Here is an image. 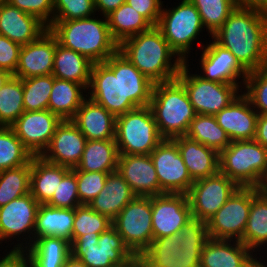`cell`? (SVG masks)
Returning <instances> with one entry per match:
<instances>
[{"label": "cell", "instance_id": "cell-1", "mask_svg": "<svg viewBox=\"0 0 267 267\" xmlns=\"http://www.w3.org/2000/svg\"><path fill=\"white\" fill-rule=\"evenodd\" d=\"M154 83L117 51L105 62L94 63L87 97L115 117L150 104Z\"/></svg>", "mask_w": 267, "mask_h": 267}, {"label": "cell", "instance_id": "cell-2", "mask_svg": "<svg viewBox=\"0 0 267 267\" xmlns=\"http://www.w3.org/2000/svg\"><path fill=\"white\" fill-rule=\"evenodd\" d=\"M211 38L247 72L267 65V13L236 7Z\"/></svg>", "mask_w": 267, "mask_h": 267}, {"label": "cell", "instance_id": "cell-3", "mask_svg": "<svg viewBox=\"0 0 267 267\" xmlns=\"http://www.w3.org/2000/svg\"><path fill=\"white\" fill-rule=\"evenodd\" d=\"M118 51L154 84L176 79L185 63L156 26L125 39Z\"/></svg>", "mask_w": 267, "mask_h": 267}, {"label": "cell", "instance_id": "cell-4", "mask_svg": "<svg viewBox=\"0 0 267 267\" xmlns=\"http://www.w3.org/2000/svg\"><path fill=\"white\" fill-rule=\"evenodd\" d=\"M208 239L207 222L191 217L177 234L153 239L140 258L148 267H200Z\"/></svg>", "mask_w": 267, "mask_h": 267}, {"label": "cell", "instance_id": "cell-5", "mask_svg": "<svg viewBox=\"0 0 267 267\" xmlns=\"http://www.w3.org/2000/svg\"><path fill=\"white\" fill-rule=\"evenodd\" d=\"M93 16L69 21H52L48 29L58 43L87 57L93 63L105 62L118 51L107 17Z\"/></svg>", "mask_w": 267, "mask_h": 267}, {"label": "cell", "instance_id": "cell-6", "mask_svg": "<svg viewBox=\"0 0 267 267\" xmlns=\"http://www.w3.org/2000/svg\"><path fill=\"white\" fill-rule=\"evenodd\" d=\"M149 107L163 139L185 136L196 116L186 89L177 78L154 84Z\"/></svg>", "mask_w": 267, "mask_h": 267}, {"label": "cell", "instance_id": "cell-7", "mask_svg": "<svg viewBox=\"0 0 267 267\" xmlns=\"http://www.w3.org/2000/svg\"><path fill=\"white\" fill-rule=\"evenodd\" d=\"M219 172L239 187L260 188L267 175V148L256 140L231 141L219 153Z\"/></svg>", "mask_w": 267, "mask_h": 267}, {"label": "cell", "instance_id": "cell-8", "mask_svg": "<svg viewBox=\"0 0 267 267\" xmlns=\"http://www.w3.org/2000/svg\"><path fill=\"white\" fill-rule=\"evenodd\" d=\"M156 27L184 62L190 58V50L195 49L192 45L199 41L200 33L205 32L200 14L189 0H181L171 8L162 7Z\"/></svg>", "mask_w": 267, "mask_h": 267}, {"label": "cell", "instance_id": "cell-9", "mask_svg": "<svg viewBox=\"0 0 267 267\" xmlns=\"http://www.w3.org/2000/svg\"><path fill=\"white\" fill-rule=\"evenodd\" d=\"M162 140L149 105L116 117L115 142L119 154L148 155Z\"/></svg>", "mask_w": 267, "mask_h": 267}, {"label": "cell", "instance_id": "cell-10", "mask_svg": "<svg viewBox=\"0 0 267 267\" xmlns=\"http://www.w3.org/2000/svg\"><path fill=\"white\" fill-rule=\"evenodd\" d=\"M70 250L87 267H111L134 256L113 225L101 234L79 236L71 243Z\"/></svg>", "mask_w": 267, "mask_h": 267}, {"label": "cell", "instance_id": "cell-11", "mask_svg": "<svg viewBox=\"0 0 267 267\" xmlns=\"http://www.w3.org/2000/svg\"><path fill=\"white\" fill-rule=\"evenodd\" d=\"M189 61L187 60L182 65L176 78L185 87L196 114L215 115L226 108L242 92L234 84L204 80L196 72H192Z\"/></svg>", "mask_w": 267, "mask_h": 267}, {"label": "cell", "instance_id": "cell-12", "mask_svg": "<svg viewBox=\"0 0 267 267\" xmlns=\"http://www.w3.org/2000/svg\"><path fill=\"white\" fill-rule=\"evenodd\" d=\"M125 245L140 256L153 241L152 196H136L112 220Z\"/></svg>", "mask_w": 267, "mask_h": 267}, {"label": "cell", "instance_id": "cell-13", "mask_svg": "<svg viewBox=\"0 0 267 267\" xmlns=\"http://www.w3.org/2000/svg\"><path fill=\"white\" fill-rule=\"evenodd\" d=\"M39 205L35 198L28 193L0 207V245L10 241L8 246L12 249L9 250L24 251L33 243ZM12 240H16L18 243L15 241V245L11 246L14 244Z\"/></svg>", "mask_w": 267, "mask_h": 267}, {"label": "cell", "instance_id": "cell-14", "mask_svg": "<svg viewBox=\"0 0 267 267\" xmlns=\"http://www.w3.org/2000/svg\"><path fill=\"white\" fill-rule=\"evenodd\" d=\"M252 202V187H238L224 205L207 221L212 239L240 240Z\"/></svg>", "mask_w": 267, "mask_h": 267}, {"label": "cell", "instance_id": "cell-15", "mask_svg": "<svg viewBox=\"0 0 267 267\" xmlns=\"http://www.w3.org/2000/svg\"><path fill=\"white\" fill-rule=\"evenodd\" d=\"M158 181L160 195L187 194L194 183L173 139H163L150 153Z\"/></svg>", "mask_w": 267, "mask_h": 267}, {"label": "cell", "instance_id": "cell-16", "mask_svg": "<svg viewBox=\"0 0 267 267\" xmlns=\"http://www.w3.org/2000/svg\"><path fill=\"white\" fill-rule=\"evenodd\" d=\"M197 44L202 49L199 58V65H201L199 67L202 70L199 73L198 67L196 74L207 81L237 85L242 90L248 72L239 64L235 56L213 39L206 42V45L202 41Z\"/></svg>", "mask_w": 267, "mask_h": 267}, {"label": "cell", "instance_id": "cell-17", "mask_svg": "<svg viewBox=\"0 0 267 267\" xmlns=\"http://www.w3.org/2000/svg\"><path fill=\"white\" fill-rule=\"evenodd\" d=\"M238 187L233 180L220 172L194 181L187 193L192 217L207 222Z\"/></svg>", "mask_w": 267, "mask_h": 267}, {"label": "cell", "instance_id": "cell-18", "mask_svg": "<svg viewBox=\"0 0 267 267\" xmlns=\"http://www.w3.org/2000/svg\"><path fill=\"white\" fill-rule=\"evenodd\" d=\"M61 122L49 109L24 111L10 127L33 156H40Z\"/></svg>", "mask_w": 267, "mask_h": 267}, {"label": "cell", "instance_id": "cell-19", "mask_svg": "<svg viewBox=\"0 0 267 267\" xmlns=\"http://www.w3.org/2000/svg\"><path fill=\"white\" fill-rule=\"evenodd\" d=\"M191 217L187 194L152 196L153 239L177 234Z\"/></svg>", "mask_w": 267, "mask_h": 267}, {"label": "cell", "instance_id": "cell-20", "mask_svg": "<svg viewBox=\"0 0 267 267\" xmlns=\"http://www.w3.org/2000/svg\"><path fill=\"white\" fill-rule=\"evenodd\" d=\"M86 142L87 139L72 120H62L40 157L55 165L76 168Z\"/></svg>", "mask_w": 267, "mask_h": 267}, {"label": "cell", "instance_id": "cell-21", "mask_svg": "<svg viewBox=\"0 0 267 267\" xmlns=\"http://www.w3.org/2000/svg\"><path fill=\"white\" fill-rule=\"evenodd\" d=\"M57 43L58 40L55 35L47 29L36 40L22 46L13 76L26 79L51 75Z\"/></svg>", "mask_w": 267, "mask_h": 267}, {"label": "cell", "instance_id": "cell-22", "mask_svg": "<svg viewBox=\"0 0 267 267\" xmlns=\"http://www.w3.org/2000/svg\"><path fill=\"white\" fill-rule=\"evenodd\" d=\"M257 111L241 92L226 108L214 117L231 141L254 140Z\"/></svg>", "mask_w": 267, "mask_h": 267}, {"label": "cell", "instance_id": "cell-23", "mask_svg": "<svg viewBox=\"0 0 267 267\" xmlns=\"http://www.w3.org/2000/svg\"><path fill=\"white\" fill-rule=\"evenodd\" d=\"M117 171L137 196L160 195V184L150 154H119Z\"/></svg>", "mask_w": 267, "mask_h": 267}, {"label": "cell", "instance_id": "cell-24", "mask_svg": "<svg viewBox=\"0 0 267 267\" xmlns=\"http://www.w3.org/2000/svg\"><path fill=\"white\" fill-rule=\"evenodd\" d=\"M258 258L239 240L209 238L201 252L200 267H250Z\"/></svg>", "mask_w": 267, "mask_h": 267}, {"label": "cell", "instance_id": "cell-25", "mask_svg": "<svg viewBox=\"0 0 267 267\" xmlns=\"http://www.w3.org/2000/svg\"><path fill=\"white\" fill-rule=\"evenodd\" d=\"M48 27L36 16L5 2L0 6V35L24 46L36 40Z\"/></svg>", "mask_w": 267, "mask_h": 267}, {"label": "cell", "instance_id": "cell-26", "mask_svg": "<svg viewBox=\"0 0 267 267\" xmlns=\"http://www.w3.org/2000/svg\"><path fill=\"white\" fill-rule=\"evenodd\" d=\"M71 120L87 140L115 139L116 117L88 97Z\"/></svg>", "mask_w": 267, "mask_h": 267}, {"label": "cell", "instance_id": "cell-27", "mask_svg": "<svg viewBox=\"0 0 267 267\" xmlns=\"http://www.w3.org/2000/svg\"><path fill=\"white\" fill-rule=\"evenodd\" d=\"M193 181L214 176L219 172V153L186 136L173 138Z\"/></svg>", "mask_w": 267, "mask_h": 267}, {"label": "cell", "instance_id": "cell-28", "mask_svg": "<svg viewBox=\"0 0 267 267\" xmlns=\"http://www.w3.org/2000/svg\"><path fill=\"white\" fill-rule=\"evenodd\" d=\"M136 196L118 171H114L108 174L103 189L88 205L113 220Z\"/></svg>", "mask_w": 267, "mask_h": 267}, {"label": "cell", "instance_id": "cell-29", "mask_svg": "<svg viewBox=\"0 0 267 267\" xmlns=\"http://www.w3.org/2000/svg\"><path fill=\"white\" fill-rule=\"evenodd\" d=\"M75 208L65 209L40 204L34 226L33 243L42 237L63 238L72 243Z\"/></svg>", "mask_w": 267, "mask_h": 267}, {"label": "cell", "instance_id": "cell-30", "mask_svg": "<svg viewBox=\"0 0 267 267\" xmlns=\"http://www.w3.org/2000/svg\"><path fill=\"white\" fill-rule=\"evenodd\" d=\"M256 256L267 252V193L252 187V202L243 237L239 240ZM262 249V250H261ZM258 252V253H257ZM267 254V253H266Z\"/></svg>", "mask_w": 267, "mask_h": 267}, {"label": "cell", "instance_id": "cell-31", "mask_svg": "<svg viewBox=\"0 0 267 267\" xmlns=\"http://www.w3.org/2000/svg\"><path fill=\"white\" fill-rule=\"evenodd\" d=\"M71 168L55 165L34 156L31 159L30 194L39 204H47Z\"/></svg>", "mask_w": 267, "mask_h": 267}, {"label": "cell", "instance_id": "cell-32", "mask_svg": "<svg viewBox=\"0 0 267 267\" xmlns=\"http://www.w3.org/2000/svg\"><path fill=\"white\" fill-rule=\"evenodd\" d=\"M93 64L87 57L57 43L52 75L58 79L74 81L87 89Z\"/></svg>", "mask_w": 267, "mask_h": 267}, {"label": "cell", "instance_id": "cell-33", "mask_svg": "<svg viewBox=\"0 0 267 267\" xmlns=\"http://www.w3.org/2000/svg\"><path fill=\"white\" fill-rule=\"evenodd\" d=\"M86 98L87 89L83 85L53 76L48 109L62 120H71Z\"/></svg>", "mask_w": 267, "mask_h": 267}, {"label": "cell", "instance_id": "cell-34", "mask_svg": "<svg viewBox=\"0 0 267 267\" xmlns=\"http://www.w3.org/2000/svg\"><path fill=\"white\" fill-rule=\"evenodd\" d=\"M118 159L115 139L87 140L76 169L85 172H114L117 171Z\"/></svg>", "mask_w": 267, "mask_h": 267}, {"label": "cell", "instance_id": "cell-35", "mask_svg": "<svg viewBox=\"0 0 267 267\" xmlns=\"http://www.w3.org/2000/svg\"><path fill=\"white\" fill-rule=\"evenodd\" d=\"M71 244L58 237L37 239L24 252L32 267H63L71 255Z\"/></svg>", "mask_w": 267, "mask_h": 267}, {"label": "cell", "instance_id": "cell-36", "mask_svg": "<svg viewBox=\"0 0 267 267\" xmlns=\"http://www.w3.org/2000/svg\"><path fill=\"white\" fill-rule=\"evenodd\" d=\"M108 27L118 45L132 36L149 30L152 25L126 2L106 16Z\"/></svg>", "mask_w": 267, "mask_h": 267}, {"label": "cell", "instance_id": "cell-37", "mask_svg": "<svg viewBox=\"0 0 267 267\" xmlns=\"http://www.w3.org/2000/svg\"><path fill=\"white\" fill-rule=\"evenodd\" d=\"M220 153L231 143L226 132L218 125L214 115L196 114L185 135Z\"/></svg>", "mask_w": 267, "mask_h": 267}, {"label": "cell", "instance_id": "cell-38", "mask_svg": "<svg viewBox=\"0 0 267 267\" xmlns=\"http://www.w3.org/2000/svg\"><path fill=\"white\" fill-rule=\"evenodd\" d=\"M33 157L11 127L0 126V171L28 164Z\"/></svg>", "mask_w": 267, "mask_h": 267}, {"label": "cell", "instance_id": "cell-39", "mask_svg": "<svg viewBox=\"0 0 267 267\" xmlns=\"http://www.w3.org/2000/svg\"><path fill=\"white\" fill-rule=\"evenodd\" d=\"M24 111L22 79L12 76L0 89V126L10 127Z\"/></svg>", "mask_w": 267, "mask_h": 267}, {"label": "cell", "instance_id": "cell-40", "mask_svg": "<svg viewBox=\"0 0 267 267\" xmlns=\"http://www.w3.org/2000/svg\"><path fill=\"white\" fill-rule=\"evenodd\" d=\"M31 161L23 166L0 171V207L30 193Z\"/></svg>", "mask_w": 267, "mask_h": 267}, {"label": "cell", "instance_id": "cell-41", "mask_svg": "<svg viewBox=\"0 0 267 267\" xmlns=\"http://www.w3.org/2000/svg\"><path fill=\"white\" fill-rule=\"evenodd\" d=\"M197 8L202 24L211 37L237 7L234 0H189Z\"/></svg>", "mask_w": 267, "mask_h": 267}, {"label": "cell", "instance_id": "cell-42", "mask_svg": "<svg viewBox=\"0 0 267 267\" xmlns=\"http://www.w3.org/2000/svg\"><path fill=\"white\" fill-rule=\"evenodd\" d=\"M25 111L47 110L53 87V75L22 79Z\"/></svg>", "mask_w": 267, "mask_h": 267}, {"label": "cell", "instance_id": "cell-43", "mask_svg": "<svg viewBox=\"0 0 267 267\" xmlns=\"http://www.w3.org/2000/svg\"><path fill=\"white\" fill-rule=\"evenodd\" d=\"M112 226V220L103 214L94 211L89 205L75 208L72 242L79 236L89 233H102Z\"/></svg>", "mask_w": 267, "mask_h": 267}, {"label": "cell", "instance_id": "cell-44", "mask_svg": "<svg viewBox=\"0 0 267 267\" xmlns=\"http://www.w3.org/2000/svg\"><path fill=\"white\" fill-rule=\"evenodd\" d=\"M242 93L258 114H267V65L248 72Z\"/></svg>", "mask_w": 267, "mask_h": 267}, {"label": "cell", "instance_id": "cell-45", "mask_svg": "<svg viewBox=\"0 0 267 267\" xmlns=\"http://www.w3.org/2000/svg\"><path fill=\"white\" fill-rule=\"evenodd\" d=\"M95 15L94 0H54L53 21L84 19Z\"/></svg>", "mask_w": 267, "mask_h": 267}, {"label": "cell", "instance_id": "cell-46", "mask_svg": "<svg viewBox=\"0 0 267 267\" xmlns=\"http://www.w3.org/2000/svg\"><path fill=\"white\" fill-rule=\"evenodd\" d=\"M76 174L77 191L80 203L88 205L103 189L111 172H85L72 168Z\"/></svg>", "mask_w": 267, "mask_h": 267}, {"label": "cell", "instance_id": "cell-47", "mask_svg": "<svg viewBox=\"0 0 267 267\" xmlns=\"http://www.w3.org/2000/svg\"><path fill=\"white\" fill-rule=\"evenodd\" d=\"M47 205L65 209L82 205L77 191L76 174L72 169L63 177Z\"/></svg>", "mask_w": 267, "mask_h": 267}, {"label": "cell", "instance_id": "cell-48", "mask_svg": "<svg viewBox=\"0 0 267 267\" xmlns=\"http://www.w3.org/2000/svg\"><path fill=\"white\" fill-rule=\"evenodd\" d=\"M7 2L25 13L36 16L47 27L53 21L54 0H7Z\"/></svg>", "mask_w": 267, "mask_h": 267}, {"label": "cell", "instance_id": "cell-49", "mask_svg": "<svg viewBox=\"0 0 267 267\" xmlns=\"http://www.w3.org/2000/svg\"><path fill=\"white\" fill-rule=\"evenodd\" d=\"M21 47L9 38L0 35V69L12 75L15 74Z\"/></svg>", "mask_w": 267, "mask_h": 267}, {"label": "cell", "instance_id": "cell-50", "mask_svg": "<svg viewBox=\"0 0 267 267\" xmlns=\"http://www.w3.org/2000/svg\"><path fill=\"white\" fill-rule=\"evenodd\" d=\"M126 3L141 14L152 26H156L164 6L162 0H126Z\"/></svg>", "mask_w": 267, "mask_h": 267}, {"label": "cell", "instance_id": "cell-51", "mask_svg": "<svg viewBox=\"0 0 267 267\" xmlns=\"http://www.w3.org/2000/svg\"><path fill=\"white\" fill-rule=\"evenodd\" d=\"M0 257V267H30V261L27 254L21 250H9L3 252Z\"/></svg>", "mask_w": 267, "mask_h": 267}, {"label": "cell", "instance_id": "cell-52", "mask_svg": "<svg viewBox=\"0 0 267 267\" xmlns=\"http://www.w3.org/2000/svg\"><path fill=\"white\" fill-rule=\"evenodd\" d=\"M96 13L99 12L101 17L109 15L116 10L126 0H94Z\"/></svg>", "mask_w": 267, "mask_h": 267}, {"label": "cell", "instance_id": "cell-53", "mask_svg": "<svg viewBox=\"0 0 267 267\" xmlns=\"http://www.w3.org/2000/svg\"><path fill=\"white\" fill-rule=\"evenodd\" d=\"M254 140L267 148V114L258 115Z\"/></svg>", "mask_w": 267, "mask_h": 267}, {"label": "cell", "instance_id": "cell-54", "mask_svg": "<svg viewBox=\"0 0 267 267\" xmlns=\"http://www.w3.org/2000/svg\"><path fill=\"white\" fill-rule=\"evenodd\" d=\"M239 8H248L267 13V0H234Z\"/></svg>", "mask_w": 267, "mask_h": 267}, {"label": "cell", "instance_id": "cell-55", "mask_svg": "<svg viewBox=\"0 0 267 267\" xmlns=\"http://www.w3.org/2000/svg\"><path fill=\"white\" fill-rule=\"evenodd\" d=\"M141 261L140 256L134 255L132 258L127 259L122 264H115L111 267H135Z\"/></svg>", "mask_w": 267, "mask_h": 267}, {"label": "cell", "instance_id": "cell-56", "mask_svg": "<svg viewBox=\"0 0 267 267\" xmlns=\"http://www.w3.org/2000/svg\"><path fill=\"white\" fill-rule=\"evenodd\" d=\"M63 267H87L80 259L74 258L70 255Z\"/></svg>", "mask_w": 267, "mask_h": 267}, {"label": "cell", "instance_id": "cell-57", "mask_svg": "<svg viewBox=\"0 0 267 267\" xmlns=\"http://www.w3.org/2000/svg\"><path fill=\"white\" fill-rule=\"evenodd\" d=\"M12 76L10 72L0 69V89Z\"/></svg>", "mask_w": 267, "mask_h": 267}, {"label": "cell", "instance_id": "cell-58", "mask_svg": "<svg viewBox=\"0 0 267 267\" xmlns=\"http://www.w3.org/2000/svg\"><path fill=\"white\" fill-rule=\"evenodd\" d=\"M261 257L263 259H265L262 255L260 256V258H258V260H256L250 267H267V262H265V260L263 261V259H261Z\"/></svg>", "mask_w": 267, "mask_h": 267}, {"label": "cell", "instance_id": "cell-59", "mask_svg": "<svg viewBox=\"0 0 267 267\" xmlns=\"http://www.w3.org/2000/svg\"><path fill=\"white\" fill-rule=\"evenodd\" d=\"M260 190L267 193V175H266L265 179L263 180V183L260 187Z\"/></svg>", "mask_w": 267, "mask_h": 267}, {"label": "cell", "instance_id": "cell-60", "mask_svg": "<svg viewBox=\"0 0 267 267\" xmlns=\"http://www.w3.org/2000/svg\"><path fill=\"white\" fill-rule=\"evenodd\" d=\"M135 267H148L143 261H140Z\"/></svg>", "mask_w": 267, "mask_h": 267}, {"label": "cell", "instance_id": "cell-61", "mask_svg": "<svg viewBox=\"0 0 267 267\" xmlns=\"http://www.w3.org/2000/svg\"><path fill=\"white\" fill-rule=\"evenodd\" d=\"M6 2V0H0V6L3 5Z\"/></svg>", "mask_w": 267, "mask_h": 267}]
</instances>
